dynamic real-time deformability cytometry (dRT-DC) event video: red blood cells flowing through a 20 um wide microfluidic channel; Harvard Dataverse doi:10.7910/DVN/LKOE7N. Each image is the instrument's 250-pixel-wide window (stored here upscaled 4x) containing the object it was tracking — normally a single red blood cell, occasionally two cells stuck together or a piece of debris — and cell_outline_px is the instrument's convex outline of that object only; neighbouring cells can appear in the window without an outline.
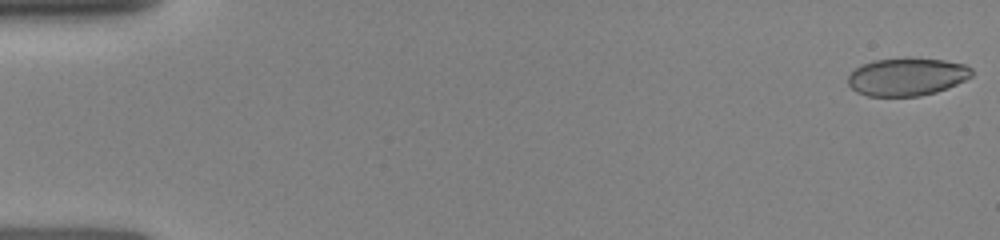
{"species": "human", "species_latin": "Homo sapiens", "temperature_condition": "room temperature", "stored_images_in_passage": 27, "camera_frame_rate_fps": 3000, "um_per_image_px": 0.085, "donor": {"sex": "female"}, "frame": {"image": 1, "passage_image": 1, "time_ms": 0.0, "image_size_px": [1000, 240], "cell_outline_px": [[972, 76], [948, 88], [936, 92], [920, 96], [868, 96], [856, 92], [848, 84], [848, 76], [860, 64], [872, 60], [908, 56], [944, 60], [964, 64], [972, 68]], "centroid_in_image_um": [77.07, 6.5], "position_along_channel_um": 7.9, "area_um2": 27.8}}
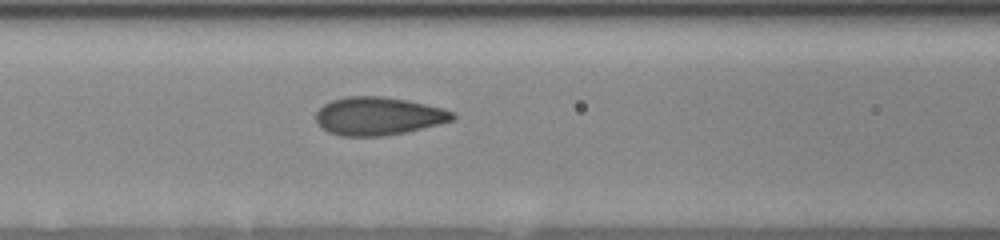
{"frame": {"image": 2, "passage_image": 16, "time_ms": 6.667, "image_size_px": [1000, 240], "cell_outline_px": [[456, 116], [452, 120], [440, 124], [404, 132], [384, 136], [340, 136], [328, 132], [320, 128], [316, 124], [316, 112], [324, 104], [332, 100], [344, 96], [384, 96], [408, 100], [440, 108], [452, 112]], "centroid_in_image_um": [32.09, 9.87], "position_along_channel_um": 134.5, "area_um2": 30.4}}
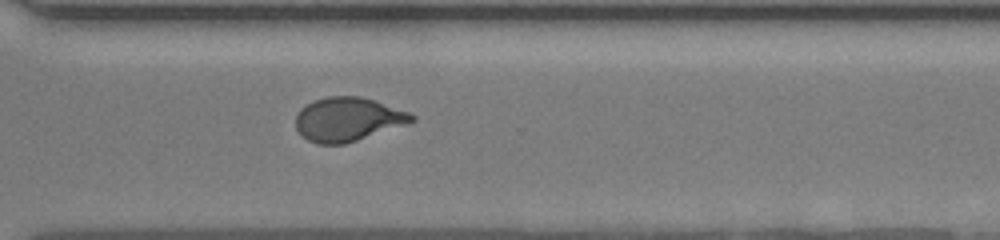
{"frame": {"image": 3, "passage_image": 27, "time_ms": 11.667, "image_size_px": [1000, 240], "cell_outline_px": [[416, 120], [408, 124], [344, 144], [316, 144], [308, 140], [296, 128], [296, 116], [300, 108], [316, 100], [328, 96], [360, 96], [408, 112], [416, 116]], "centroid_in_image_um": [29.57, 10.15], "position_along_channel_um": 341.0, "area_um2": 29.36}}